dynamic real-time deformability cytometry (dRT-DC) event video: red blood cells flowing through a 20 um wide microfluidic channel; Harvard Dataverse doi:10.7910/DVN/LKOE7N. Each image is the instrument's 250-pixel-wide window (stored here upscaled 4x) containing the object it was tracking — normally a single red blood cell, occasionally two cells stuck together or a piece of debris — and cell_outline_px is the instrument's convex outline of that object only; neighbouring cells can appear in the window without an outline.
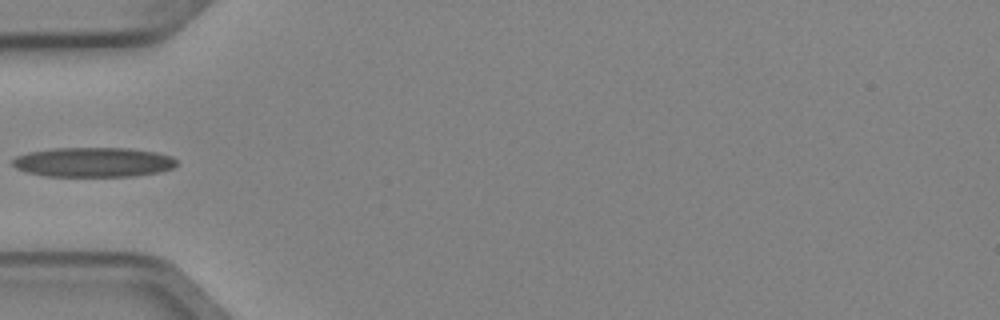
{"species": "Egyptian fruit bat (a non-hibernating species)", "species_latin": "Rousettus aegyptiacus", "temperature_condition": "cold", "stored_images_in_passage": 5, "camera_frame_rate_fps": 3000, "um_per_image_px": 0.085, "animal": {"sex": "female"}, "frame": {"image": 1, "passage_image": 5, "time_ms": 1.333, "image_size_px": [1000, 320], "cell_outline_px": [[180, 164], [172, 168], [160, 172], [136, 176], [44, 176], [28, 172], [16, 168], [12, 164], [12, 160], [16, 156], [28, 152], [52, 148], [132, 148], [156, 152], [172, 156]], "centroid_in_image_um": [7.97, 13.78], "position_along_channel_um": 77.0, "area_um2": 28.61}}